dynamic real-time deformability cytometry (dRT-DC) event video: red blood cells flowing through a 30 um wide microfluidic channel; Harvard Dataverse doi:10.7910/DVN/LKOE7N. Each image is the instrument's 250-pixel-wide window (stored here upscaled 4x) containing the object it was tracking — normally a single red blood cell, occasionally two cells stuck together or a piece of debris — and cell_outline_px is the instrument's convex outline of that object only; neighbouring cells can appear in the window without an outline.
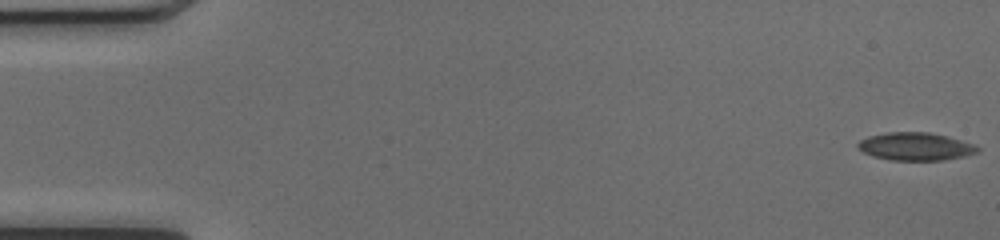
{"species": "common noctule bat (a hibernating species)", "species_latin": "Nyctalus noctula", "temperature_condition": "cold", "stored_images_in_passage": 52, "camera_frame_rate_fps": 3000, "um_per_image_px": 0.085, "animal": {"sex": "female", "body_mass_g": 17.0, "forearm_length_mm": 48.0}, "frame": {"image": 1, "passage_image": 1, "time_ms": 0.0, "image_size_px": [1000, 240], "cell_outline_px": [[980, 148], [976, 152], [964, 156], [944, 160], [892, 160], [872, 156], [856, 148], [856, 144], [860, 140], [868, 136], [888, 132], [928, 132], [948, 136], [976, 144]], "centroid_in_image_um": [77.81, 12.44], "position_along_channel_um": 7.2, "area_um2": 19.54}}
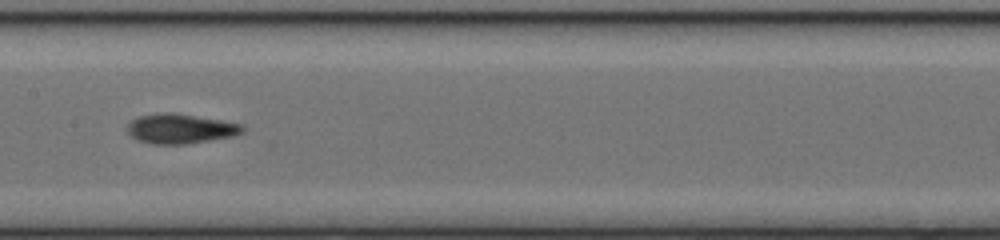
{"frame": {"image": 2, "passage_image": 26, "time_ms": 8.333, "image_size_px": [1000, 240], "cell_outline_px": [[248, 128], [244, 132], [236, 136], [184, 144], [152, 144], [136, 140], [128, 132], [128, 124], [132, 120], [140, 116], [156, 112], [172, 112], [244, 124]], "centroid_in_image_um": [15.38, 10.94], "position_along_channel_um": 192.0, "area_um2": 20.17}}
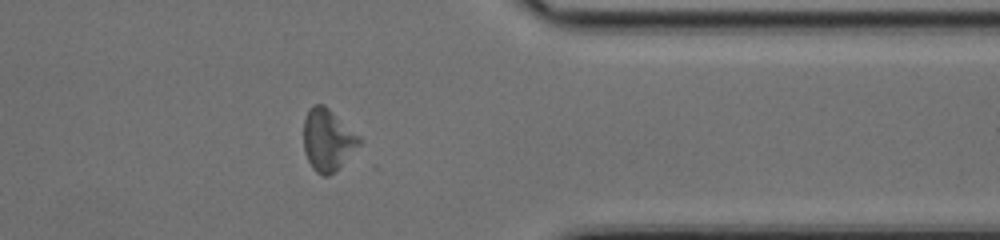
{"frame": {"image": 3, "passage_image": 41, "time_ms": 13.333, "image_size_px": [1000, 240], "cell_outline_px": [[364, 140], [336, 172], [328, 176], [324, 176], [316, 172], [312, 168], [304, 152], [304, 120], [308, 112], [316, 104], [324, 104], [360, 136]], "centroid_in_image_um": [27.88, 11.93], "position_along_channel_um": 383.5, "area_um2": 20.11}, "authors_computed_cell_mechanics": {"area_um2": 19.4208, "velocity_mm_per_s": 4.0885, "shape_relaxation_time_tau1_ms": 5.5045, "shape_relaxation_time_tau2_ms": 3.2892, "deformation_change_tau1": 0.1458, "deformation_change_tau2": 0.1266}}